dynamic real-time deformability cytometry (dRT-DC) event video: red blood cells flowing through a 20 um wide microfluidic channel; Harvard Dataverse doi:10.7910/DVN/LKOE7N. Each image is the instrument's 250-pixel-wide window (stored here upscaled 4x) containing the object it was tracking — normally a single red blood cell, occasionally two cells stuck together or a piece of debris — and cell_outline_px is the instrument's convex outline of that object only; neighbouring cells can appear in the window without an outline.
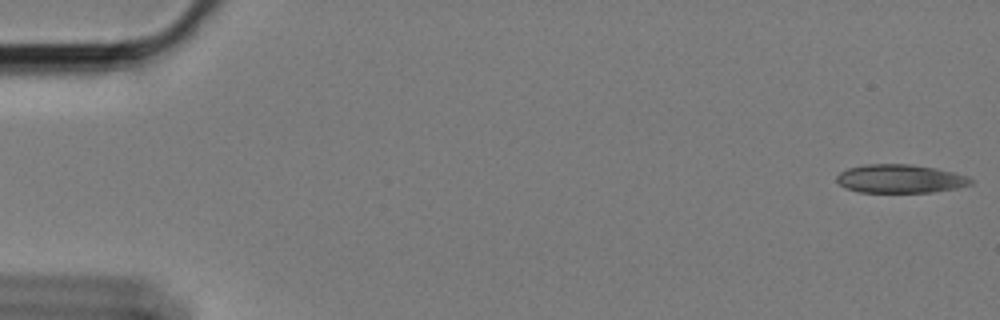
{"species": "Egyptian fruit bat (a non-hibernating species)", "species_latin": "Rousettus aegyptiacus", "temperature_condition": "cold", "stored_images_in_passage": 59, "camera_frame_rate_fps": 3000, "um_per_image_px": 0.085, "animal": {"sex": "female"}, "frame": {"image": 1, "passage_image": 1, "time_ms": 0.0, "image_size_px": [1000, 320], "cell_outline_px": [[972, 184], [956, 188], [932, 192], [860, 192], [844, 188], [836, 180], [836, 176], [840, 172], [848, 168], [864, 164], [912, 164], [936, 168], [968, 176], [972, 180]], "centroid_in_image_um": [76.49, 15.19], "position_along_channel_um": 8.5, "area_um2": 22.31}}
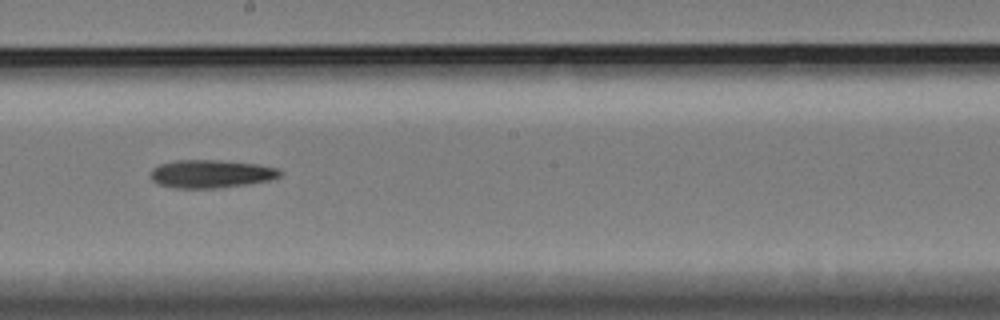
{"frame": {"image": 2, "passage_image": 33, "time_ms": 10.667, "image_size_px": [1000, 320], "cell_outline_px": [[284, 172], [280, 176], [272, 180], [248, 184], [216, 188], [176, 188], [160, 184], [152, 180], [152, 168], [160, 164], [176, 160], [220, 160], [256, 164], [280, 168]], "centroid_in_image_um": [18.0, 14.77], "position_along_channel_um": 230.2, "area_um2": 21.21}}
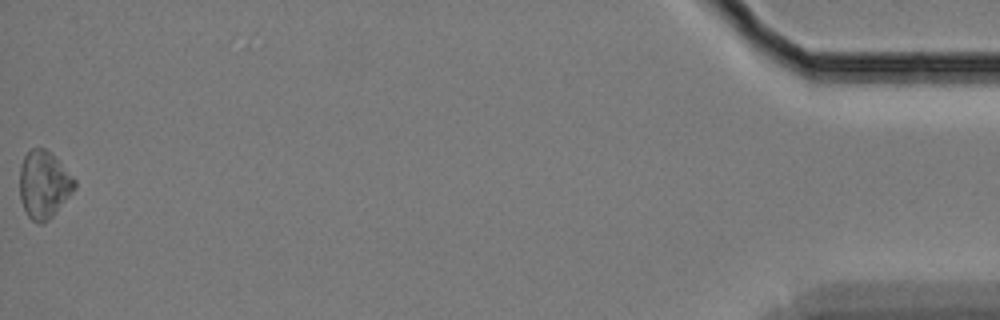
{"frame": {"image": 3, "passage_image": 59, "time_ms": 19.333, "image_size_px": [1000, 320], "cell_outline_px": [[76, 188], [52, 216], [48, 220], [40, 224], [36, 224], [28, 216], [20, 200], [20, 164], [24, 156], [32, 148], [44, 148], [52, 152], [76, 180]], "centroid_in_image_um": [3.73, 15.67], "position_along_channel_um": 431.5, "area_um2": 21.68}}